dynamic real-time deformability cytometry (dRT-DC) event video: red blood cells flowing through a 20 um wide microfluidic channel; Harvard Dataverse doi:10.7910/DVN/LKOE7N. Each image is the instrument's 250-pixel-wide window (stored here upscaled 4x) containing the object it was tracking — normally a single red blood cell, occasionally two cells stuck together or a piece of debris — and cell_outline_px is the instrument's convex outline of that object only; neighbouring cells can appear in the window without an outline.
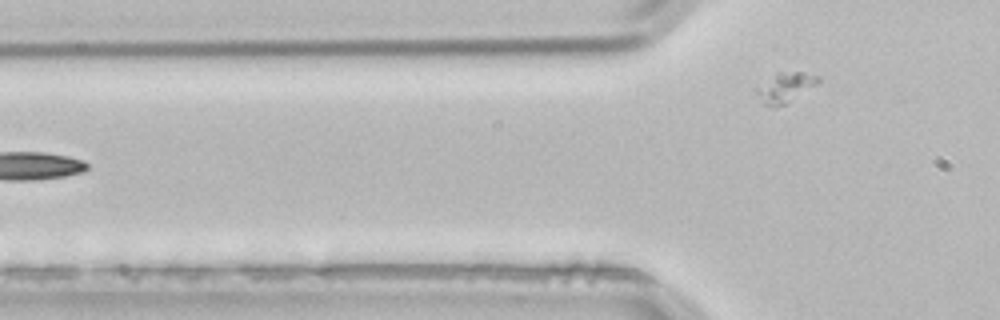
{"species": "common noctule bat (a hibernating species)", "species_latin": "Nyctalus noctula", "temperature_condition": "room temperature", "stored_images_in_passage": 5, "segment_of_instrument_passage": [2, 2], "camera_frame_rate_fps": 3000, "um_per_image_px": 0.085, "animal": {"sex": "male", "body_mass_g": 21.5, "forearm_length_mm": 52.0}, "frame": {"image": 1, "passage_image": 5, "time_ms": 1.333, "image_size_px": [1000, 320], "cell_outline_px": [[820, 80], [816, 84], [784, 104], [772, 108], [768, 108], [764, 104], [756, 92], [756, 88], [776, 72], [804, 72], [820, 76]], "centroid_in_image_um": [66.73, 7.42], "position_along_channel_um": 59.1, "area_um2": 10.46}}